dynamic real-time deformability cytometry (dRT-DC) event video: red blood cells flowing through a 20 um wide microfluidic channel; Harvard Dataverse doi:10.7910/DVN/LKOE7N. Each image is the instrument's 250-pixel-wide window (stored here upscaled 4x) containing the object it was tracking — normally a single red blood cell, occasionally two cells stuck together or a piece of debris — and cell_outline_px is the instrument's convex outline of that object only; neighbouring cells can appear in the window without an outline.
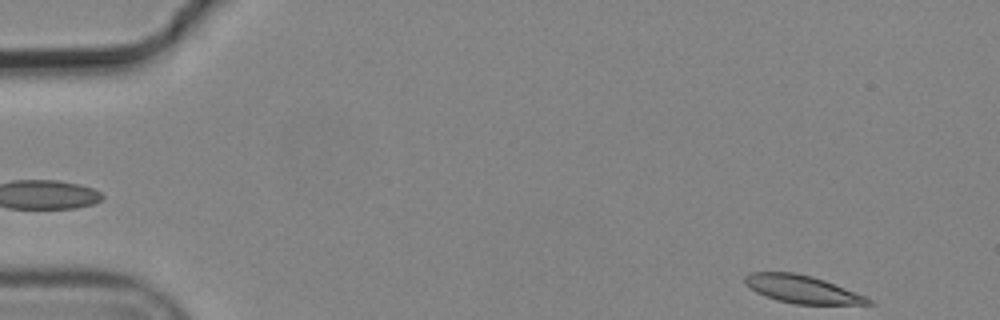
{"species": "common noctule bat (a hibernating species)", "species_latin": "Nyctalus noctula", "temperature_condition": "cold", "stored_images_in_passage": 3, "camera_frame_rate_fps": 3000, "um_per_image_px": 0.085, "animal": {"sex": "male", "body_mass_g": 19.2, "forearm_length_mm": 51.8}, "frame": {"image": 1, "passage_image": 3, "time_ms": 0.667, "image_size_px": [1000, 320], "cell_outline_px": [[876, 304], [796, 304], [776, 300], [764, 296], [756, 292], [744, 284], [744, 276], [752, 272], [796, 272], [812, 276], [824, 280], [864, 296], [872, 300]], "centroid_in_image_um": [68.12, 24.58], "position_along_channel_um": 16.9, "area_um2": 19.88}}